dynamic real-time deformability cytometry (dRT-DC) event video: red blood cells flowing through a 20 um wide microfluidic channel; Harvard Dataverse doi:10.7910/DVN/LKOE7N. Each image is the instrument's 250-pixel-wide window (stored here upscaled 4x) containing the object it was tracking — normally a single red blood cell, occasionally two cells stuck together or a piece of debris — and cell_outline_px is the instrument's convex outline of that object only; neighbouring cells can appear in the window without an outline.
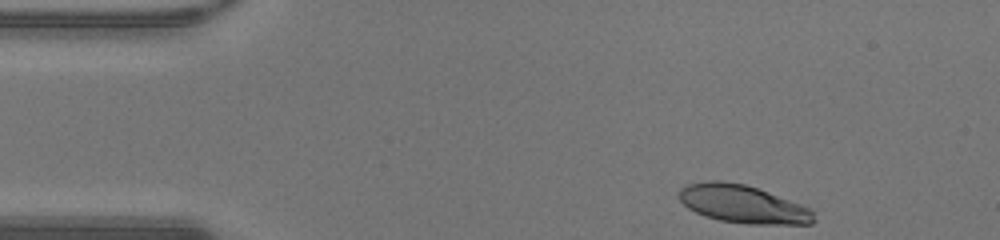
{"species": "human", "species_latin": "Homo sapiens", "temperature_condition": "warm", "stored_images_in_passage": 35, "camera_frame_rate_fps": 3000, "um_per_image_px": 0.085, "donor": {"sex": "male"}, "frame": {"image": 1, "passage_image": 1, "time_ms": 0.0, "image_size_px": [1000, 240], "cell_outline_px": [[816, 220], [812, 224], [748, 224], [720, 220], [696, 212], [688, 208], [676, 196], [680, 188], [688, 184], [708, 180], [720, 180], [744, 184], [768, 192], [812, 208]], "centroid_in_image_um": [63.15, 17.34], "position_along_channel_um": 21.9, "area_um2": 29.88}}
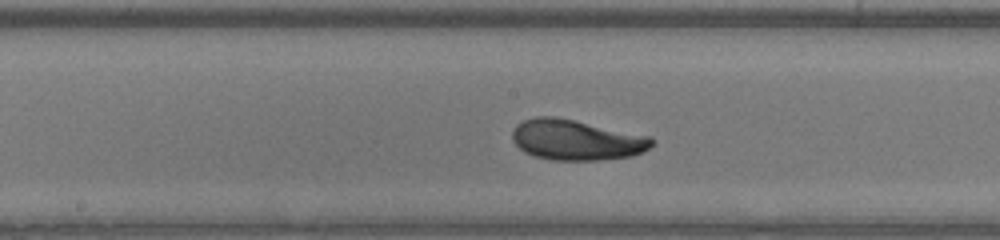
{"frame": {"image": 2, "passage_image": 19, "time_ms": 6.0, "image_size_px": [1000, 240], "cell_outline_px": [[656, 140], [648, 148], [632, 156], [600, 160], [552, 160], [536, 156], [524, 152], [512, 140], [512, 132], [516, 124], [524, 120], [536, 116], [552, 116], [652, 136]], "centroid_in_image_um": [48.98, 11.89], "position_along_channel_um": 199.2, "area_um2": 32.77}}
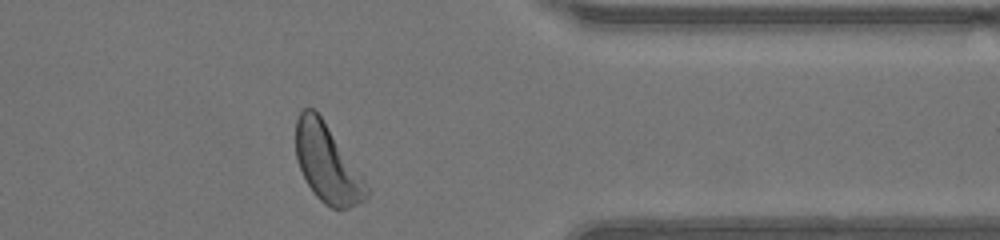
{"frame": {"image": 3, "passage_image": 33, "time_ms": 10.667, "image_size_px": [1000, 240], "cell_outline_px": [[368, 196], [364, 200], [348, 208], [332, 208], [324, 204], [316, 196], [308, 184], [296, 160], [296, 120], [300, 112], [304, 108], [312, 108], [320, 116], [364, 180], [368, 188]], "centroid_in_image_um": [27.78, 13.91], "position_along_channel_um": 383.6, "area_um2": 31.1}, "authors_computed_cell_mechanics": {"area_um2": 31.7322, "velocity_mm_per_s": 4.308, "shape_relaxation_time_tau1_ms": 3.0063, "shape_relaxation_time_tau2_ms": 10.3281, "deformation_change_tau1": 0.1613, "deformation_change_tau2": 0.1745}}